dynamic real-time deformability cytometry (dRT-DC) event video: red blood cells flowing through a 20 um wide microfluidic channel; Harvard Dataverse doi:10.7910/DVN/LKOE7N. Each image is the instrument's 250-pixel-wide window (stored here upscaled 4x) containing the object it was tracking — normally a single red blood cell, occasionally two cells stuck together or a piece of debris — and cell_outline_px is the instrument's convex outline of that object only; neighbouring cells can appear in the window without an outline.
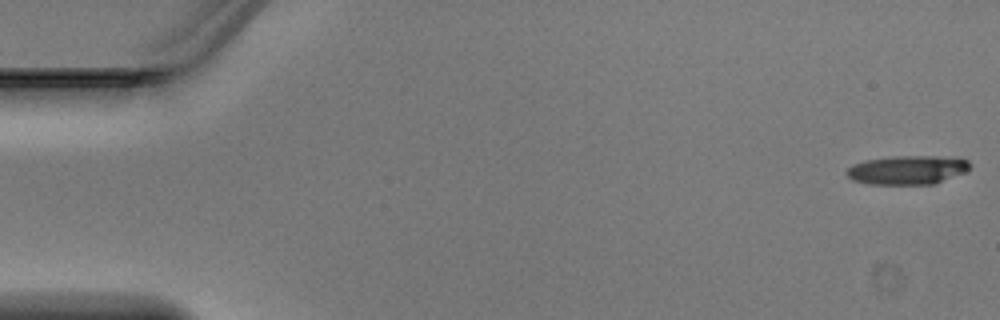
{"species": "Egyptian fruit bat (a non-hibernating species)", "species_latin": "Rousettus aegyptiacus", "temperature_condition": "warm", "stored_images_in_passage": 47, "camera_frame_rate_fps": 3000, "um_per_image_px": 0.085, "animal": {"sex": "male"}, "frame": {"image": 1, "passage_image": 1, "time_ms": 0.0, "image_size_px": [1000, 320], "cell_outline_px": [[968, 168], [964, 172], [936, 184], [868, 184], [852, 180], [844, 172], [852, 164], [868, 160], [892, 156], [960, 156], [968, 160]], "centroid_in_image_um": [77.14, 14.44], "position_along_channel_um": 7.9, "area_um2": 20.92}}
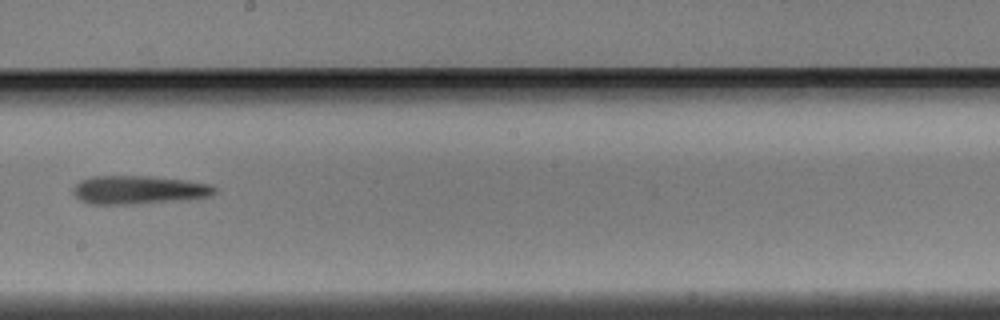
{"frame": {"image": 2, "passage_image": 27, "time_ms": 8.667, "image_size_px": [1000, 320], "cell_outline_px": [[216, 192], [212, 196], [192, 200], [132, 204], [92, 204], [80, 200], [72, 192], [72, 188], [80, 180], [92, 176], [148, 176], [188, 180], [212, 184], [216, 188]], "centroid_in_image_um": [11.85, 16.14], "position_along_channel_um": 236.3, "area_um2": 23.93}}
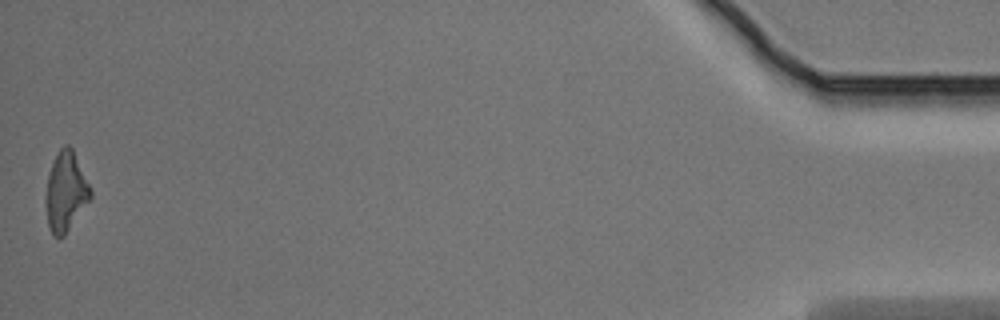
{"frame": {"image": 3, "passage_image": 47, "time_ms": 15.333, "image_size_px": [1000, 320], "cell_outline_px": [[92, 196], [64, 236], [52, 236], [48, 228], [44, 200], [44, 196], [48, 176], [52, 164], [60, 148], [64, 144], [68, 144], [72, 148], [92, 192]], "centroid_in_image_um": [5.55, 16.32], "position_along_channel_um": 429.7, "area_um2": 20.58}}